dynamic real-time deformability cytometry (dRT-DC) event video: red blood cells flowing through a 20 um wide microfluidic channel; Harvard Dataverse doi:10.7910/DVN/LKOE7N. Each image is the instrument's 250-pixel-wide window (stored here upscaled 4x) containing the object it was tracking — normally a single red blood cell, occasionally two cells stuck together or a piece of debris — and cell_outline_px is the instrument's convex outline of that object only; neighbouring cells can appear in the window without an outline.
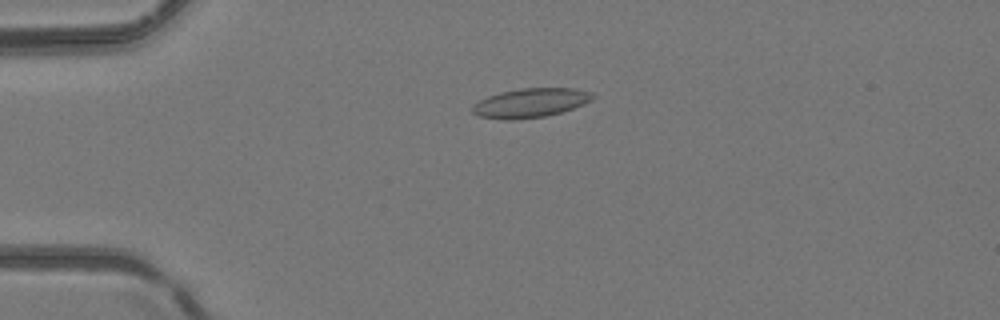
{"species": "common noctule bat (a hibernating species)", "species_latin": "Nyctalus noctula", "temperature_condition": "room temperature", "stored_images_in_passage": 49, "camera_frame_rate_fps": 3000, "um_per_image_px": 0.085, "animal": {"sex": "female", "body_mass_g": 24.6, "forearm_length_mm": 56.2}, "frame": {"image": 1, "passage_image": 13, "time_ms": 4.0, "image_size_px": [1000, 320], "cell_outline_px": [[596, 96], [592, 100], [584, 104], [560, 112], [544, 116], [516, 120], [504, 120], [480, 116], [472, 112], [472, 104], [488, 96], [500, 92], [520, 88], [576, 88], [592, 92]], "centroid_in_image_um": [45.1, 8.74], "position_along_channel_um": 39.9, "area_um2": 20.52}}
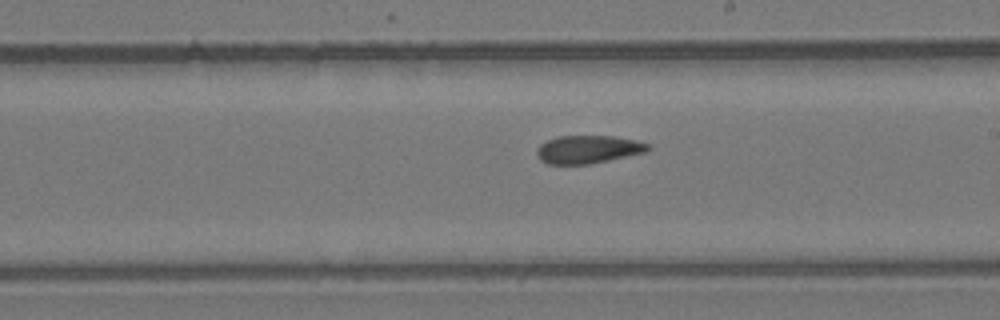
{"frame": {"image": 2, "passage_image": 29, "time_ms": 9.333, "image_size_px": [1000, 320], "cell_outline_px": [[652, 148], [644, 152], [608, 160], [588, 164], [548, 164], [540, 160], [536, 152], [536, 148], [540, 144], [556, 136], [612, 136], [636, 140], [652, 144]], "centroid_in_image_um": [49.98, 12.69], "position_along_channel_um": 239.0, "area_um2": 18.15}}
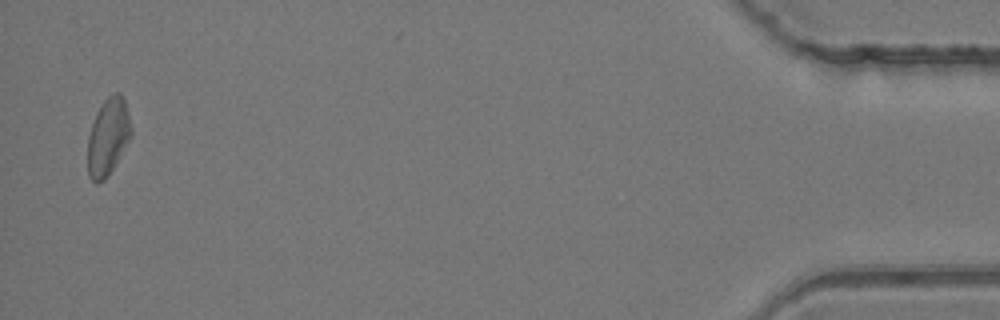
{"frame": {"image": 3, "passage_image": 48, "time_ms": 15.667, "image_size_px": [1000, 320], "cell_outline_px": [[132, 136], [108, 176], [104, 180], [96, 184], [88, 176], [88, 136], [96, 112], [104, 100], [108, 96], [116, 92], [120, 92], [124, 100], [128, 112], [132, 128]], "centroid_in_image_um": [9.19, 11.63], "position_along_channel_um": 426.0, "area_um2": 19.59}}